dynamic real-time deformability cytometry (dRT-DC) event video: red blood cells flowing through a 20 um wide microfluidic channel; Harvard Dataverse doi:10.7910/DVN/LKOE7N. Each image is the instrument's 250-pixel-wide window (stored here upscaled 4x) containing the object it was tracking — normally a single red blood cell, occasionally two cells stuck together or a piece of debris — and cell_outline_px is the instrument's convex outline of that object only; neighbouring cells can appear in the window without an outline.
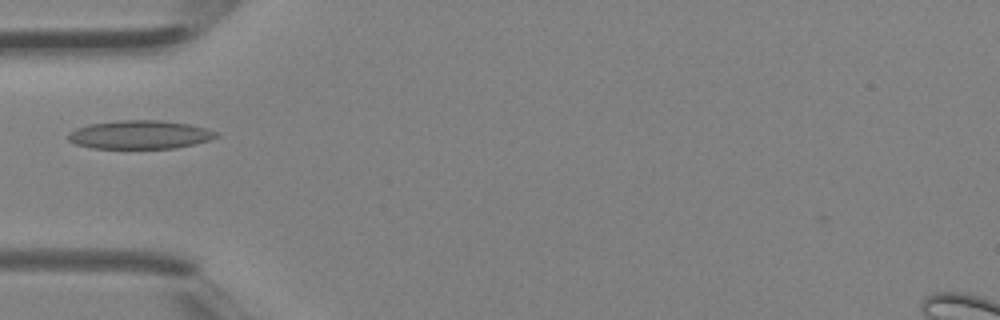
{"species": "Egyptian fruit bat (a non-hibernating species)", "species_latin": "Rousettus aegyptiacus", "temperature_condition": "room temperature", "stored_images_in_passage": 29, "camera_frame_rate_fps": 3000, "um_per_image_px": 0.085, "animal": {"sex": "female"}, "frame": {"image": 1, "passage_image": 2, "time_ms": 0.333, "image_size_px": [1000, 320], "cell_outline_px": [[220, 136], [208, 140], [176, 148], [92, 148], [76, 144], [68, 140], [68, 132], [76, 128], [88, 124], [120, 120], [160, 120], [188, 124], [220, 132]], "centroid_in_image_um": [11.88, 11.44], "position_along_channel_um": 73.1, "area_um2": 24.57}}
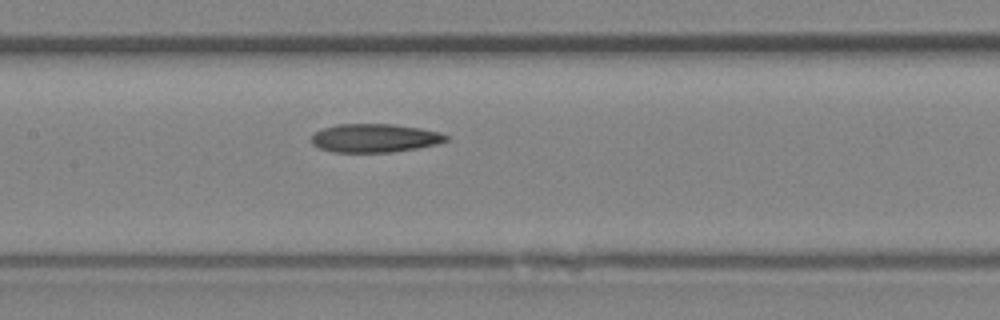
{"frame": {"image": 2, "passage_image": 8, "time_ms": 2.333, "image_size_px": [1000, 320], "cell_outline_px": [[448, 140], [436, 144], [416, 148], [392, 152], [332, 152], [320, 148], [312, 144], [312, 136], [316, 132], [324, 128], [336, 124], [392, 124], [420, 128], [440, 132], [448, 136]], "centroid_in_image_um": [31.85, 11.73], "position_along_channel_um": 175.5, "area_um2": 22.25}}
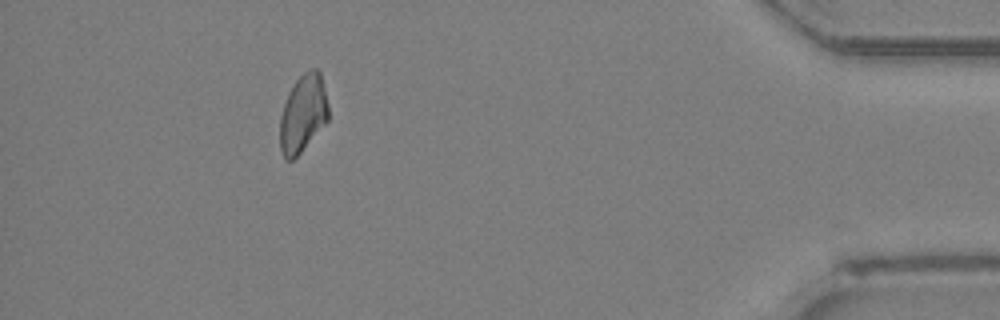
{"frame": {"image": 3, "passage_image": 25, "time_ms": 8.0, "image_size_px": [1000, 320], "cell_outline_px": [[328, 120], [300, 152], [292, 160], [284, 160], [280, 152], [280, 116], [288, 92], [296, 80], [308, 68], [316, 68], [320, 72], [328, 104]], "centroid_in_image_um": [25.73, 9.64], "position_along_channel_um": 409.5, "area_um2": 21.85}}